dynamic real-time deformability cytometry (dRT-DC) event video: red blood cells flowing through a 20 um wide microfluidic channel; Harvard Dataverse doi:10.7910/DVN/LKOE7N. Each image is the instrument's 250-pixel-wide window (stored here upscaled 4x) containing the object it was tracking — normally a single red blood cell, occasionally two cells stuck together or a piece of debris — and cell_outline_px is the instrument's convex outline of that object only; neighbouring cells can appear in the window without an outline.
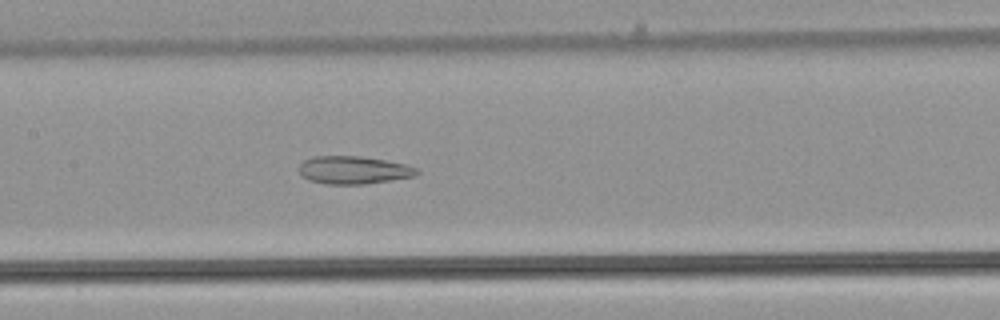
{"species": "common noctule bat (a hibernating species)", "species_latin": "Nyctalus noctula", "temperature_condition": "warm", "stored_images_in_passage": 44, "camera_frame_rate_fps": 3000, "um_per_image_px": 0.085, "animal": {"sex": "male", "body_mass_g": 21.5, "forearm_length_mm": 52.0}, "frame": {"image": 1, "passage_image": 18, "time_ms": 5.667, "image_size_px": [1000, 320], "cell_outline_px": [[420, 172], [416, 176], [364, 184], [324, 184], [308, 180], [300, 172], [300, 164], [304, 160], [312, 156], [360, 156], [384, 160], [404, 164], [416, 168]], "centroid_in_image_um": [30.04, 14.45], "position_along_channel_um": 177.4, "area_um2": 19.02}}
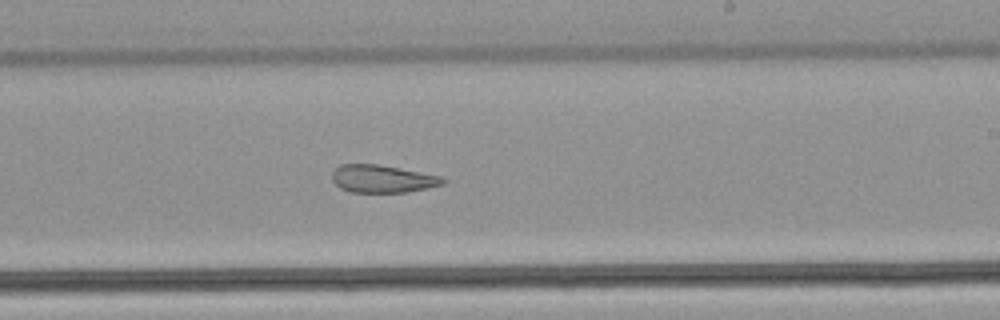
{"frame": {"image": 2, "passage_image": 24, "time_ms": 7.667, "image_size_px": [1000, 320], "cell_outline_px": [[448, 180], [444, 184], [408, 192], [352, 192], [340, 188], [332, 180], [332, 172], [340, 164], [376, 164], [440, 176]], "centroid_in_image_um": [32.49, 15.2], "position_along_channel_um": 256.5, "area_um2": 17.69}}
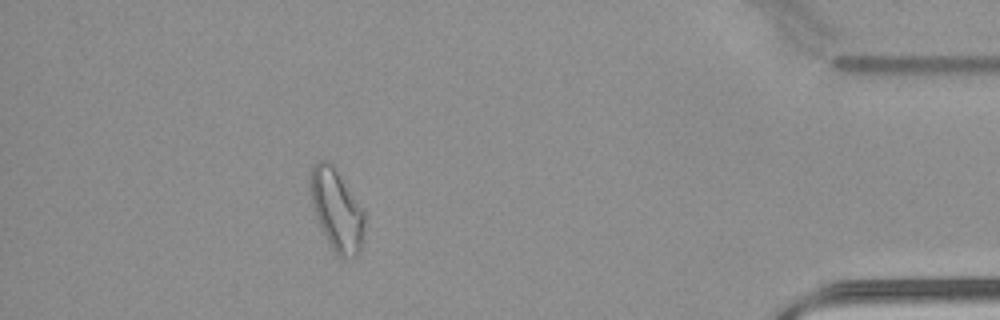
{"frame": {"image": 3, "passage_image": 39, "time_ms": 12.667, "image_size_px": [1000, 320], "cell_outline_px": [[364, 232], [360, 252], [352, 260], [336, 256], [320, 224], [312, 204], [308, 180], [308, 176], [316, 160], [328, 160], [332, 164], [364, 212]], "centroid_in_image_um": [28.61, 17.86], "position_along_channel_um": 406.6, "area_um2": 25.55}, "authors_computed_cell_mechanics": {"area_um2": 22.2819, "velocity_mm_per_s": 3.9755, "shape_relaxation_time_tau1_ms": null, "shape_relaxation_time_tau2_ms": 3.3772, "deformation_change_tau1": null, "deformation_change_tau2": 0.1239}}